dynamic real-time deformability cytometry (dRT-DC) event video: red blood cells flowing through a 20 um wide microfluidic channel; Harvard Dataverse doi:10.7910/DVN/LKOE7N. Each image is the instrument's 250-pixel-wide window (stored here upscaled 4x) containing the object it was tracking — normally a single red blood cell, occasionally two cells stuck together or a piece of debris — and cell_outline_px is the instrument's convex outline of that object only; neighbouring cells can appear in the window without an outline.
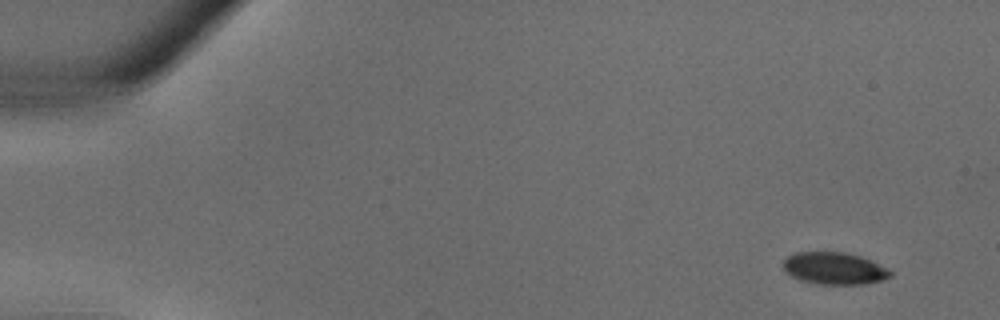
{"species": "common noctule bat (a hibernating species)", "species_latin": "Nyctalus noctula", "temperature_condition": "warm", "stored_images_in_passage": 35, "segment_of_instrument_passage": [1, 2], "camera_frame_rate_fps": 3000, "um_per_image_px": 0.085, "animal": {"sex": "male", "body_mass_g": 18.8}, "frame": {"image": 1, "passage_image": 1, "time_ms": 0.0, "image_size_px": [1000, 320], "cell_outline_px": [[892, 276], [880, 280], [864, 284], [816, 284], [800, 280], [784, 272], [784, 260], [788, 256], [796, 252], [844, 252], [860, 256], [888, 268], [892, 272]], "centroid_in_image_um": [70.9, 22.81], "position_along_channel_um": 14.1, "area_um2": 20.0}}
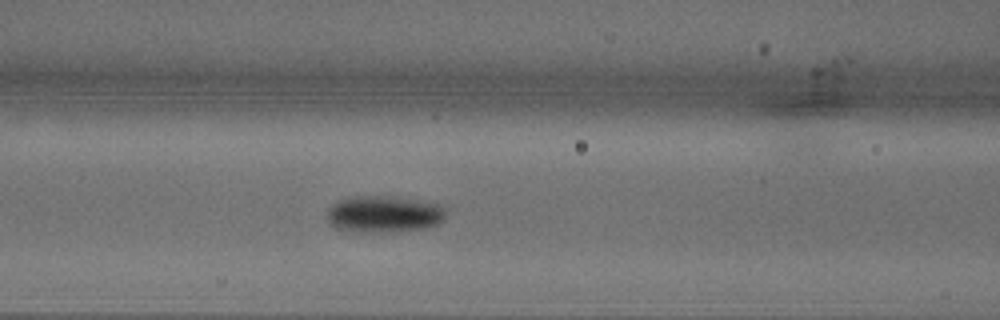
{"frame": {"image": 2, "passage_image": 14, "time_ms": 4.333, "image_size_px": [1000, 320], "cell_outline_px": [[444, 220], [436, 224], [424, 228], [400, 232], [352, 232], [336, 228], [328, 224], [328, 208], [332, 204], [340, 200], [352, 196], [384, 196], [440, 204], [444, 208]], "centroid_in_image_um": [32.58, 18.22], "position_along_channel_um": 134.0, "area_um2": 25.43}}
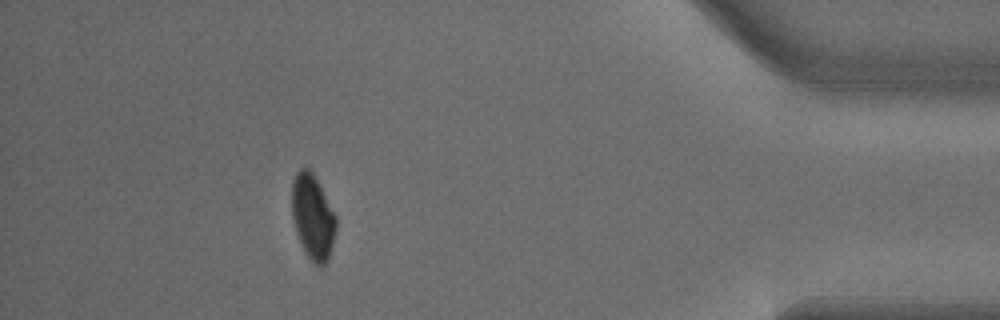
{"frame": {"image": 3, "passage_image": 31, "time_ms": 10.0, "image_size_px": [1000, 320], "cell_outline_px": [[336, 228], [328, 260], [320, 268], [308, 256], [296, 232], [292, 220], [292, 180], [296, 172], [300, 168], [308, 168], [312, 172], [336, 216]], "centroid_in_image_um": [26.57, 18.42], "position_along_channel_um": 408.6, "area_um2": 21.5}}